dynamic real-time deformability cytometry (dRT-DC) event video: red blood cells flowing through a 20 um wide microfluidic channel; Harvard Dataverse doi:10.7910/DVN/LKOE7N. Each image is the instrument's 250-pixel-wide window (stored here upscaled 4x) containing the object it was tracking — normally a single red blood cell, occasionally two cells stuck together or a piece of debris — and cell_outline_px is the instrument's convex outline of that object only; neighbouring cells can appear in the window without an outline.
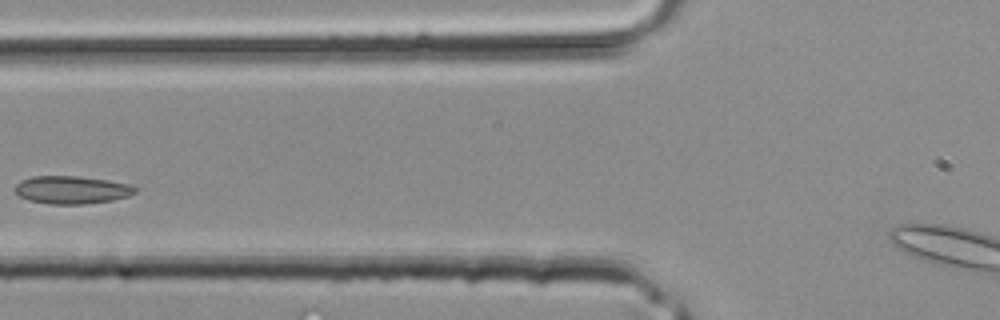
{"species": "common noctule bat (a hibernating species)", "species_latin": "Nyctalus noctula", "temperature_condition": "room temperature", "stored_images_in_passage": 4, "segment_of_instrument_passage": [1, 2], "camera_frame_rate_fps": 3000, "um_per_image_px": 0.085, "animal": {"sex": "male", "body_mass_g": 20.4}, "frame": {"image": 1, "passage_image": 3, "time_ms": 0.667, "image_size_px": [1000, 320], "cell_outline_px": [[136, 192], [128, 196], [112, 200], [84, 204], [52, 204], [28, 200], [20, 196], [12, 188], [20, 180], [32, 176], [76, 176], [108, 180], [132, 184], [136, 188]], "centroid_in_image_um": [6.08, 16.13], "position_along_channel_um": 119.7, "area_um2": 19.59}}